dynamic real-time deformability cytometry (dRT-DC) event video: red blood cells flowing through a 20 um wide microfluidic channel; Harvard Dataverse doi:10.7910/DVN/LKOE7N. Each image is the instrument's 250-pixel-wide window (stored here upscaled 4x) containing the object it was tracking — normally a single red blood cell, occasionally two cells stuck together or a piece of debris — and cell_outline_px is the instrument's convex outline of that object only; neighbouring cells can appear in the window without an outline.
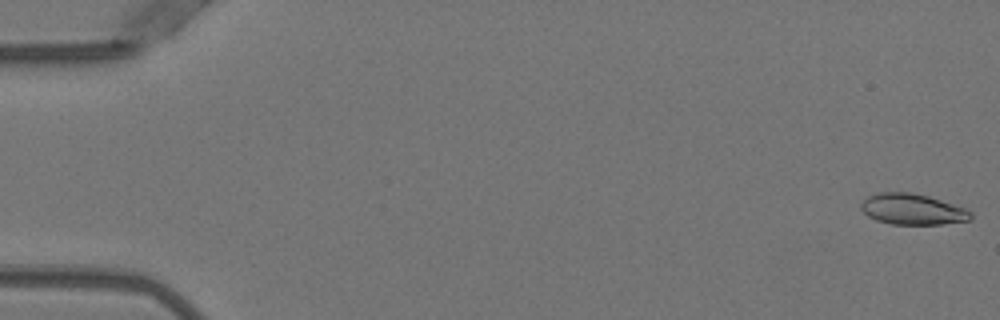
{"species": "Egyptian fruit bat (a non-hibernating species)", "species_latin": "Rousettus aegyptiacus", "temperature_condition": "warm", "stored_images_in_passage": 51, "camera_frame_rate_fps": 3000, "um_per_image_px": 0.085, "animal": {"sex": "female"}, "frame": {"image": 1, "passage_image": 1, "time_ms": 0.0, "image_size_px": [1000, 320], "cell_outline_px": [[972, 220], [940, 224], [892, 224], [876, 220], [868, 216], [860, 208], [860, 204], [868, 196], [880, 192], [912, 192], [928, 196], [964, 208], [972, 212]], "centroid_in_image_um": [77.55, 17.78], "position_along_channel_um": 7.5, "area_um2": 19.65}}
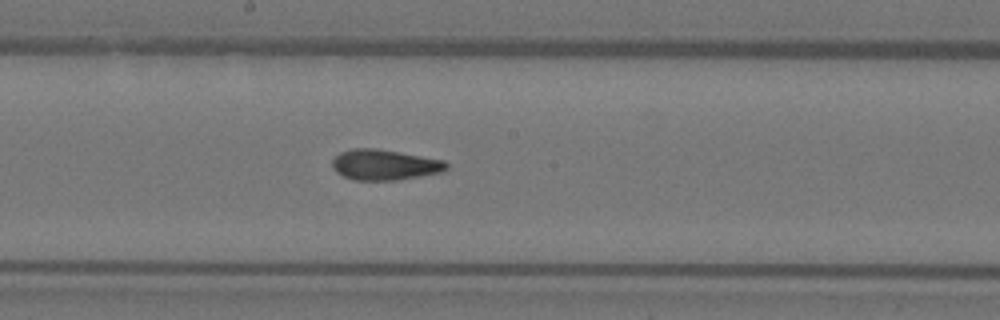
{"frame": {"image": 2, "passage_image": 28, "time_ms": 9.0, "image_size_px": [1000, 320], "cell_outline_px": [[448, 168], [444, 172], [396, 180], [352, 180], [336, 172], [332, 168], [332, 160], [340, 152], [352, 148], [376, 148], [400, 152], [444, 160], [448, 164]], "centroid_in_image_um": [32.69, 14.0], "position_along_channel_um": 215.5, "area_um2": 20.46}}
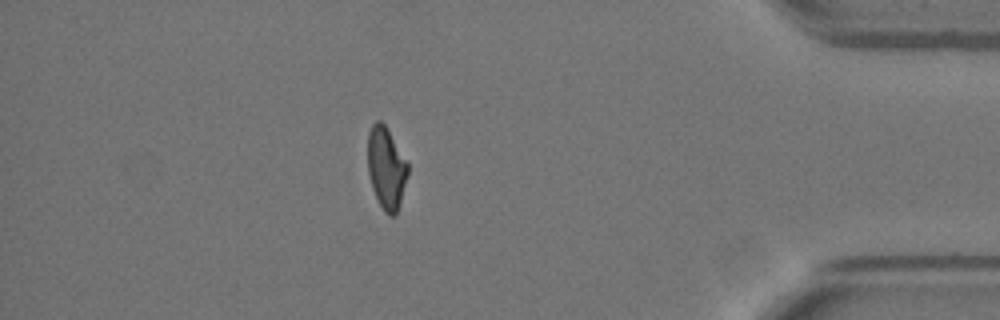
{"frame": {"image": 3, "passage_image": 45, "time_ms": 14.667, "image_size_px": [1000, 320], "cell_outline_px": [[408, 176], [396, 216], [388, 216], [384, 212], [372, 188], [368, 172], [368, 132], [372, 124], [376, 120], [380, 120], [384, 124], [408, 164]], "centroid_in_image_um": [32.83, 14.31], "position_along_channel_um": 402.4, "area_um2": 19.02}, "authors_computed_cell_mechanics": {"area_um2": 19.8832, "velocity_mm_per_s": 4.0063, "shape_relaxation_time_tau1_ms": 6.686, "shape_relaxation_time_tau2_ms": 1.454, "deformation_change_tau1": 0.2251, "deformation_change_tau2": 0.0926}}